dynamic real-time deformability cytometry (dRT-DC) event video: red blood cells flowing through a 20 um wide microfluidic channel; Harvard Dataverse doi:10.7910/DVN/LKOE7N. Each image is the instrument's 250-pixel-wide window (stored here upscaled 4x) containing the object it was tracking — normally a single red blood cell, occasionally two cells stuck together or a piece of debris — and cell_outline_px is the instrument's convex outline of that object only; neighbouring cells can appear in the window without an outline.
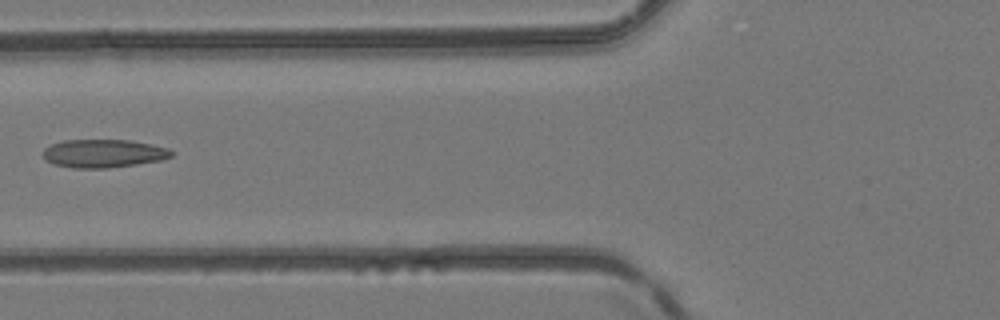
{"species": "common noctule bat (a hibernating species)", "species_latin": "Nyctalus noctula", "temperature_condition": "room temperature", "stored_images_in_passage": 5, "camera_frame_rate_fps": 3000, "um_per_image_px": 0.085, "animal": {"sex": "female", "body_mass_g": 24.6, "forearm_length_mm": 56.2}, "frame": {"image": 1, "passage_image": 5, "time_ms": 1.333, "image_size_px": [1000, 320], "cell_outline_px": [[172, 156], [160, 160], [136, 164], [108, 168], [72, 168], [52, 164], [44, 160], [40, 152], [44, 148], [52, 144], [64, 140], [128, 140], [168, 148], [172, 152]], "centroid_in_image_um": [8.7, 13.05], "position_along_channel_um": 117.1, "area_um2": 21.15}}